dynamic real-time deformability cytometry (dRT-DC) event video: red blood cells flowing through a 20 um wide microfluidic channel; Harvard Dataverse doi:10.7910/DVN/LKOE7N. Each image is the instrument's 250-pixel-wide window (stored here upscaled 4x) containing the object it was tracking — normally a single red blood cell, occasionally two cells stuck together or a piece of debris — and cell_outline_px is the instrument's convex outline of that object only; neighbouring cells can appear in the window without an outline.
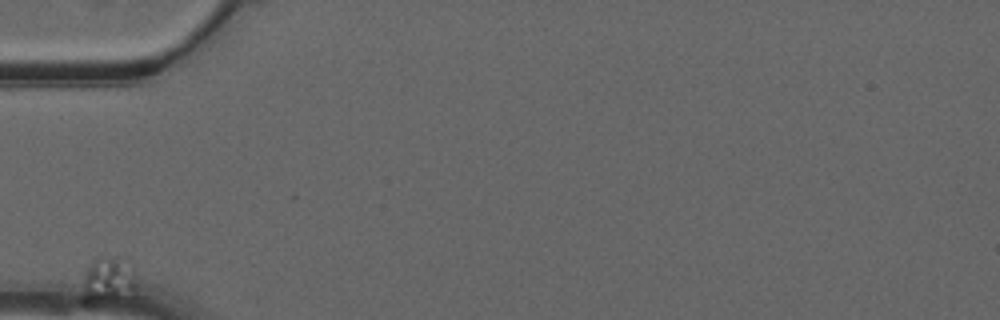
{"species": "common noctule bat (a hibernating species)", "species_latin": "Nyctalus noctula", "temperature_condition": "warm", "stored_images_in_passage": 4, "camera_frame_rate_fps": 3000, "um_per_image_px": 0.085, "animal": {"sex": "male", "forearm_length_mm": 52.5}, "frame": {"image": 1, "passage_image": 1, "time_ms": 0.0, "image_size_px": [1000, 320], "cell_outline_px": [[136, 288], [116, 292], [84, 292], [84, 276], [92, 260], [100, 256], [104, 256], [116, 260], [132, 272], [136, 276]], "centroid_in_image_um": [9.2, 23.5], "position_along_channel_um": 75.8, "area_um2": 10.58}}